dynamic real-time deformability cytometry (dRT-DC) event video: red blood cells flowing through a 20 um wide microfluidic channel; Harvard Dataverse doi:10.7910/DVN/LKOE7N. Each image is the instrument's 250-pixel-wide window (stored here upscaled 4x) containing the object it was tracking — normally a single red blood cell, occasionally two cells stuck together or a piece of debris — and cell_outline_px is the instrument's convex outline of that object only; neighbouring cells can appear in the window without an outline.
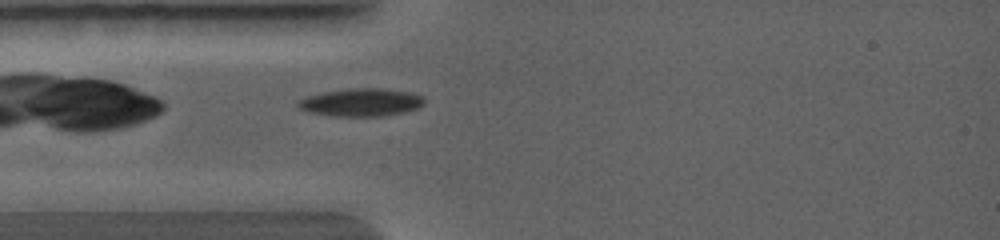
{"species": "common noctule bat (a hibernating species)", "species_latin": "Nyctalus noctula", "temperature_condition": "warm", "stored_images_in_passage": 20, "camera_frame_rate_fps": 5000, "um_per_image_px": 0.085, "animal": {"sex": "female", "body_mass_g": 19.0, "forearm_length_mm": 56.7}, "frame": {"image": 1, "passage_image": 2, "time_ms": 0.4, "image_size_px": [1000, 240], "cell_outline_px": [[424, 104], [416, 108], [404, 112], [380, 116], [340, 116], [312, 112], [300, 108], [296, 104], [296, 100], [308, 96], [324, 92], [348, 88], [380, 88], [412, 92], [424, 96]], "centroid_in_image_um": [30.73, 8.68], "position_along_channel_um": 54.3, "area_um2": 20.35}}
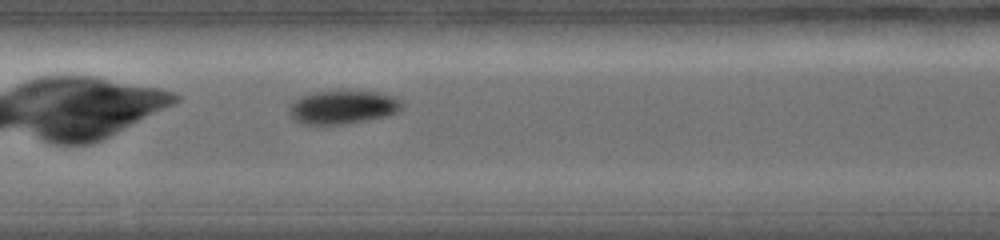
{"frame": {"image": 2, "passage_image": 7, "time_ms": 2.6, "image_size_px": [1000, 240], "cell_outline_px": [[404, 104], [396, 112], [384, 116], [360, 120], [328, 124], [316, 124], [296, 120], [288, 112], [288, 108], [300, 96], [312, 92], [340, 88], [352, 88], [376, 92], [392, 96], [404, 100]], "centroid_in_image_um": [29.16, 9.01], "position_along_channel_um": 178.2, "area_um2": 22.08}}
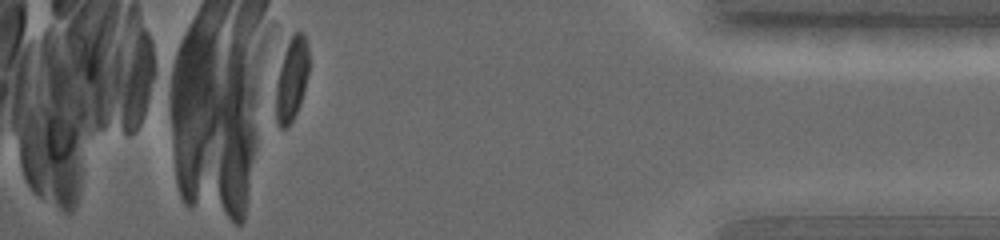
{"frame": {"image": 3, "passage_image": 20, "time_ms": 7.6, "image_size_px": [1000, 240], "cell_outline_px": [[308, 72], [304, 88], [296, 112], [292, 120], [288, 124], [280, 124], [276, 116], [268, 88], [288, 44], [292, 36], [296, 32], [304, 32], [308, 44]], "centroid_in_image_um": [24.66, 6.7], "position_along_channel_um": 410.5, "area_um2": 16.88}}